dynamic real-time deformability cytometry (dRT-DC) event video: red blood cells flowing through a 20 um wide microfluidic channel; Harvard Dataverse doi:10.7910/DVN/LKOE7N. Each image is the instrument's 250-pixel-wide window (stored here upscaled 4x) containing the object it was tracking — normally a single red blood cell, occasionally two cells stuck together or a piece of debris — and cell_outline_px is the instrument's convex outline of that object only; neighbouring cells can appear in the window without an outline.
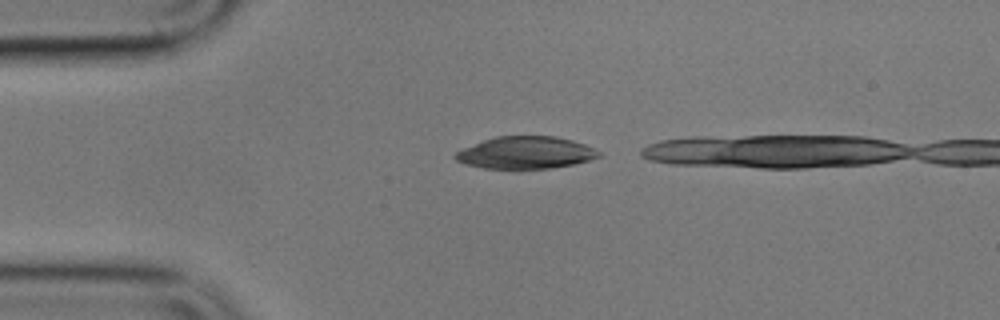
{"species": "common noctule bat (a hibernating species)", "species_latin": "Nyctalus noctula", "temperature_condition": "cold", "stored_images_in_passage": 5, "camera_frame_rate_fps": 3000, "um_per_image_px": 0.085, "animal": {"sex": "male", "body_mass_g": 17.9}, "frame": {"image": 1, "passage_image": 1, "time_ms": 0.0, "image_size_px": [1000, 320], "cell_outline_px": [[600, 156], [588, 160], [572, 164], [552, 168], [484, 168], [464, 164], [456, 160], [452, 156], [456, 152], [464, 148], [484, 140], [496, 136], [556, 136], [572, 140], [584, 144], [600, 152]], "centroid_in_image_um": [44.65, 12.97], "position_along_channel_um": 40.3, "area_um2": 26.65}}